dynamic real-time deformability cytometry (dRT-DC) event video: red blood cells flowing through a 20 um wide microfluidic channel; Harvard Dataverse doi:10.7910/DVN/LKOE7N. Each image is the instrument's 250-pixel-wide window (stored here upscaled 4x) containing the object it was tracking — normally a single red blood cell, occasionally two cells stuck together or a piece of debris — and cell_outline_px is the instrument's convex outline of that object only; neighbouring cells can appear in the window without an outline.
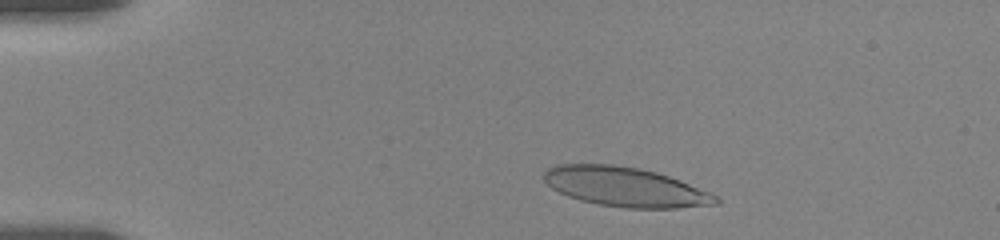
{"species": "human", "species_latin": "Homo sapiens", "temperature_condition": "room temperature", "stored_images_in_passage": 25, "camera_frame_rate_fps": 3000, "um_per_image_px": 0.085, "donor": {"sex": "female"}, "frame": {"image": 1, "passage_image": 8, "time_ms": 1.667, "image_size_px": [1000, 240], "cell_outline_px": [[720, 204], [676, 208], [624, 208], [600, 204], [580, 200], [568, 196], [552, 188], [544, 180], [544, 172], [548, 168], [556, 164], [612, 164], [636, 168], [656, 172], [680, 180], [708, 192], [716, 196], [720, 200]], "centroid_in_image_um": [53.14, 15.89], "position_along_channel_um": 31.9, "area_um2": 39.25}}
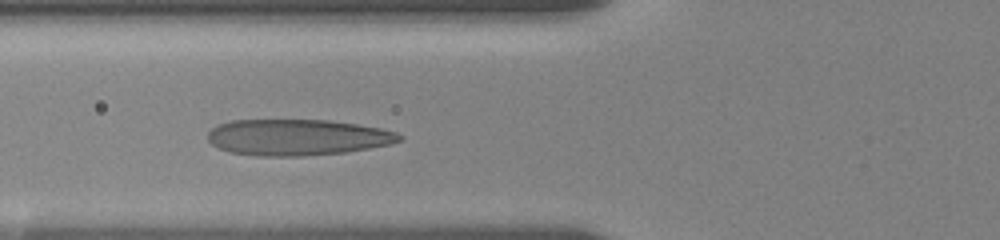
{"frame": {"image": 2, "passage_image": 24, "time_ms": 5.333, "image_size_px": [1000, 240], "cell_outline_px": [[404, 140], [388, 144], [368, 148], [344, 152], [300, 156], [260, 156], [228, 152], [212, 144], [208, 140], [208, 132], [212, 128], [220, 124], [232, 120], [328, 120], [356, 124], [380, 128], [396, 132], [404, 136]], "centroid_in_image_um": [25.27, 11.67], "position_along_channel_um": 100.5, "area_um2": 40.23}}